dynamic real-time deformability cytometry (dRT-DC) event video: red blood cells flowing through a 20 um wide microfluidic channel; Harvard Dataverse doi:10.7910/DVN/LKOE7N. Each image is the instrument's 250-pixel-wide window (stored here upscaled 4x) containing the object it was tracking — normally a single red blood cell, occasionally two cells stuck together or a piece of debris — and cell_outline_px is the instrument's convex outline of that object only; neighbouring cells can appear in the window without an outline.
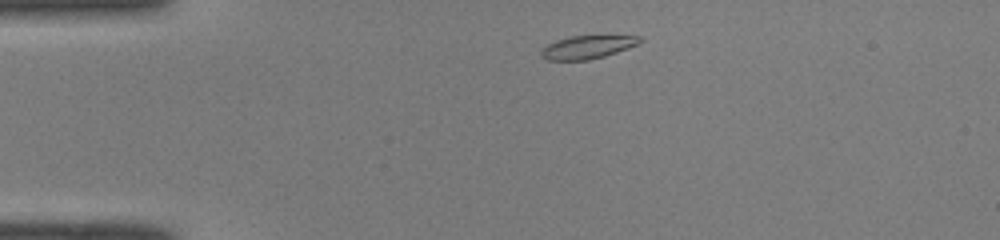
{"species": "common noctule bat (a hibernating species)", "species_latin": "Nyctalus noctula", "temperature_condition": "room temperature", "stored_images_in_passage": 41, "camera_frame_rate_fps": 3000, "um_per_image_px": 0.085, "animal": {"sex": "male", "body_mass_g": 19.0, "forearm_length_mm": 50.8}, "frame": {"image": 1, "passage_image": 2, "time_ms": 0.333, "image_size_px": [1000, 240], "cell_outline_px": [[644, 40], [640, 44], [604, 56], [588, 60], [548, 60], [540, 56], [540, 52], [548, 44], [556, 40], [568, 36], [640, 36]], "centroid_in_image_um": [49.94, 4.0], "position_along_channel_um": 35.1, "area_um2": 13.29}}
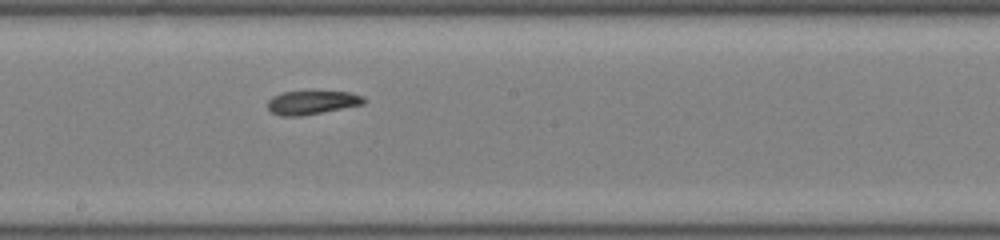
{"frame": {"image": 2, "passage_image": 19, "time_ms": 6.0, "image_size_px": [1000, 240], "cell_outline_px": [[364, 104], [300, 116], [280, 116], [272, 112], [268, 108], [268, 100], [272, 96], [280, 92], [308, 88], [312, 88], [348, 92], [364, 96]], "centroid_in_image_um": [26.49, 8.64], "position_along_channel_um": 221.7, "area_um2": 14.1}}
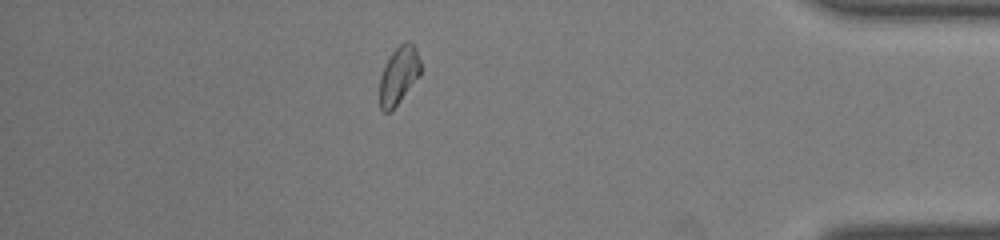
{"frame": {"image": 3, "passage_image": 35, "time_ms": 11.333, "image_size_px": [1000, 240], "cell_outline_px": [[420, 76], [400, 100], [388, 112], [384, 112], [380, 108], [380, 76], [392, 52], [404, 40], [408, 40], [416, 48], [420, 60]], "centroid_in_image_um": [33.91, 6.37], "position_along_channel_um": 401.3, "area_um2": 13.53}, "authors_computed_cell_mechanics": {"area_um2": 14.2188, "velocity_mm_per_s": 4.0633, "shape_relaxation_time_tau1_ms": 10.4045, "shape_relaxation_time_tau2_ms": 3.3167, "deformation_change_tau1": 0.2122, "deformation_change_tau2": 0.1033}}